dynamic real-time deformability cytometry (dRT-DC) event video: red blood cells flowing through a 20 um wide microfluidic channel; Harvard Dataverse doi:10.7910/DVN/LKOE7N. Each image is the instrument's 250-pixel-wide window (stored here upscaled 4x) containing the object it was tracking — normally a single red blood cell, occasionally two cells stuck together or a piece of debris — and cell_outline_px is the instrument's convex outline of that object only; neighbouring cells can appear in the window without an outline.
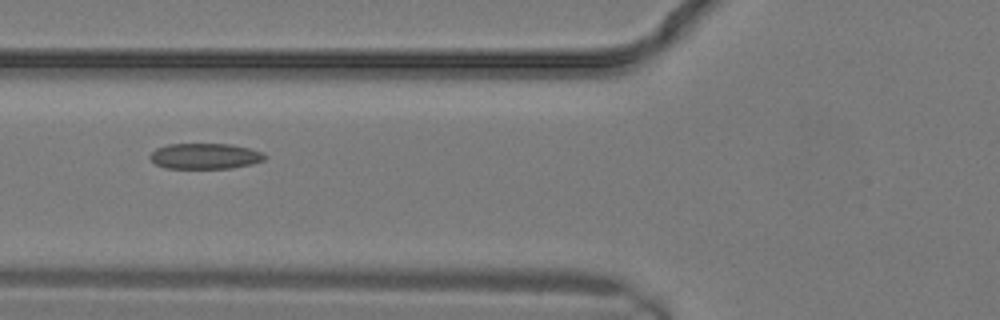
{"species": "common noctule bat (a hibernating species)", "species_latin": "Nyctalus noctula", "temperature_condition": "warm", "stored_images_in_passage": 9, "camera_frame_rate_fps": 3000, "um_per_image_px": 0.085, "animal": {"sex": "male", "body_mass_g": 19.2, "forearm_length_mm": 51.8}, "frame": {"image": 1, "passage_image": 3, "time_ms": 0.667, "image_size_px": [1000, 320], "cell_outline_px": [[268, 156], [264, 160], [252, 164], [232, 168], [164, 168], [156, 164], [148, 156], [156, 148], [168, 144], [228, 144], [248, 148], [264, 152]], "centroid_in_image_um": [17.44, 13.27], "position_along_channel_um": 108.4, "area_um2": 17.22}}
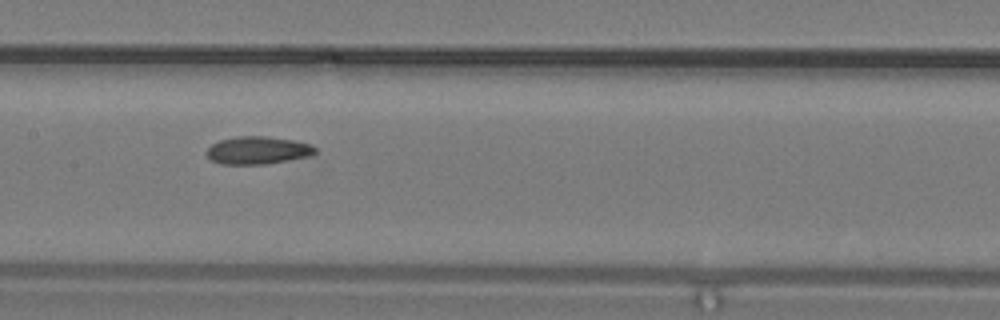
{"frame": {"image": 2, "passage_image": 6, "time_ms": 1.667, "image_size_px": [1000, 320], "cell_outline_px": [[316, 152], [308, 156], [264, 164], [220, 164], [212, 160], [208, 156], [208, 148], [212, 144], [220, 140], [236, 136], [264, 136], [292, 140], [308, 144], [316, 148]], "centroid_in_image_um": [21.88, 12.77], "position_along_channel_um": 185.5, "area_um2": 17.17}}
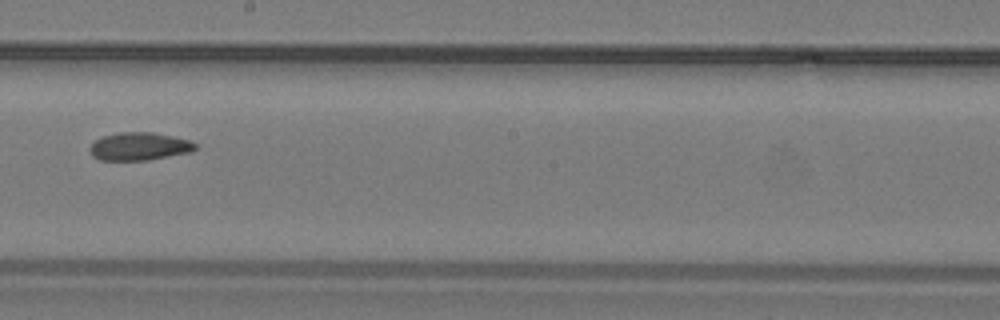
{"frame": {"image": 3, "passage_image": 8, "time_ms": 2.333, "image_size_px": [1000, 320], "cell_outline_px": [[196, 148], [192, 152], [148, 160], [100, 160], [92, 156], [88, 152], [88, 148], [96, 140], [104, 136], [120, 132], [152, 132], [172, 136], [188, 140], [196, 144]], "centroid_in_image_um": [11.82, 12.45], "position_along_channel_um": 236.4, "area_um2": 17.17}}